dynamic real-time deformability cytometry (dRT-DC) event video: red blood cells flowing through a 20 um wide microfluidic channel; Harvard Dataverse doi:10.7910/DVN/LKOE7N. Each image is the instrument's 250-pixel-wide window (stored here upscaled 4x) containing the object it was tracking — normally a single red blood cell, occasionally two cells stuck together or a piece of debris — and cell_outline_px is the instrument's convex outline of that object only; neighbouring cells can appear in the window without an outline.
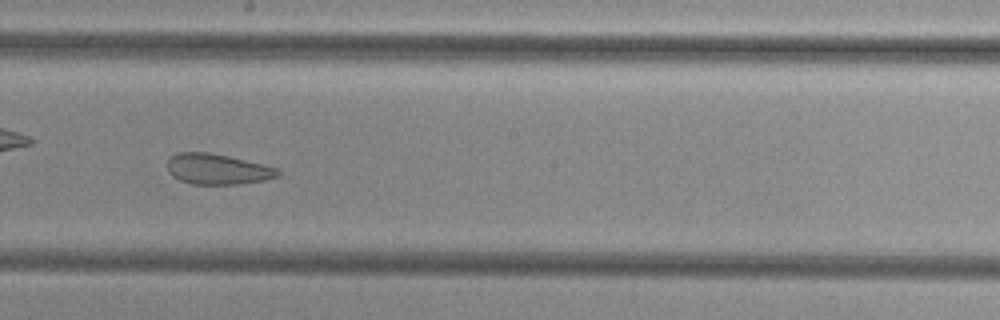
{"species": "common noctule bat (a hibernating species)", "species_latin": "Nyctalus noctula", "temperature_condition": "cold", "stored_images_in_passage": 39, "camera_frame_rate_fps": 3000, "um_per_image_px": 0.085, "animal": {"sex": "female", "body_mass_g": 29.2, "forearm_length_mm": 56.3}, "frame": {"image": 1, "passage_image": 17, "time_ms": 5.333, "image_size_px": [1000, 320], "cell_outline_px": [[280, 176], [264, 180], [240, 184], [192, 184], [180, 180], [172, 176], [168, 172], [168, 160], [176, 152], [208, 152], [228, 156], [276, 168], [280, 172]], "centroid_in_image_um": [18.46, 14.38], "position_along_channel_um": 229.7, "area_um2": 19.54}}
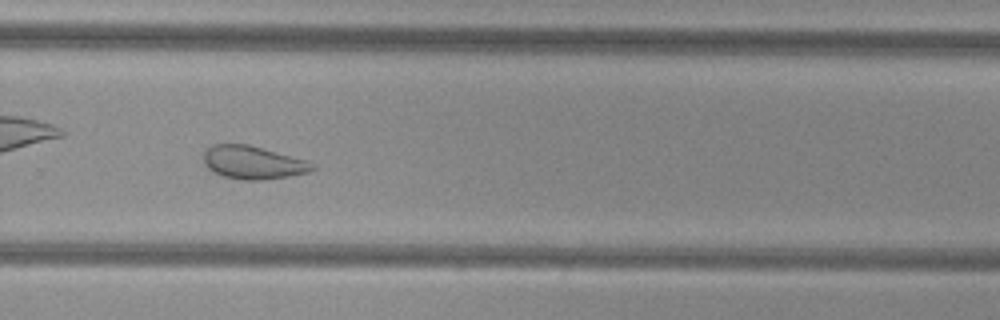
{"frame": {"image": 2, "passage_image": 23, "time_ms": 7.333, "image_size_px": [1000, 320], "cell_outline_px": [[316, 168], [308, 172], [288, 176], [264, 180], [244, 180], [224, 176], [208, 168], [204, 164], [204, 152], [212, 144], [248, 144], [264, 148], [308, 160], [316, 164]], "centroid_in_image_um": [21.55, 13.8], "position_along_channel_um": 308.3, "area_um2": 21.04}}